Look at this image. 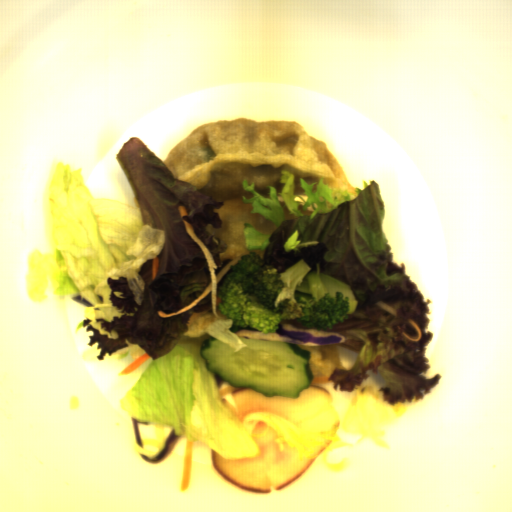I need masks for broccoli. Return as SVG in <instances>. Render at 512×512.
<instances>
[{
	"label": "broccoli",
	"mask_w": 512,
	"mask_h": 512,
	"mask_svg": "<svg viewBox=\"0 0 512 512\" xmlns=\"http://www.w3.org/2000/svg\"><path fill=\"white\" fill-rule=\"evenodd\" d=\"M229 264L217 283L216 306L242 328L276 334L279 324L332 332L354 314L358 297L352 286L322 273L321 261L304 258L279 272L256 252Z\"/></svg>",
	"instance_id": "1706d50b"
}]
</instances>
